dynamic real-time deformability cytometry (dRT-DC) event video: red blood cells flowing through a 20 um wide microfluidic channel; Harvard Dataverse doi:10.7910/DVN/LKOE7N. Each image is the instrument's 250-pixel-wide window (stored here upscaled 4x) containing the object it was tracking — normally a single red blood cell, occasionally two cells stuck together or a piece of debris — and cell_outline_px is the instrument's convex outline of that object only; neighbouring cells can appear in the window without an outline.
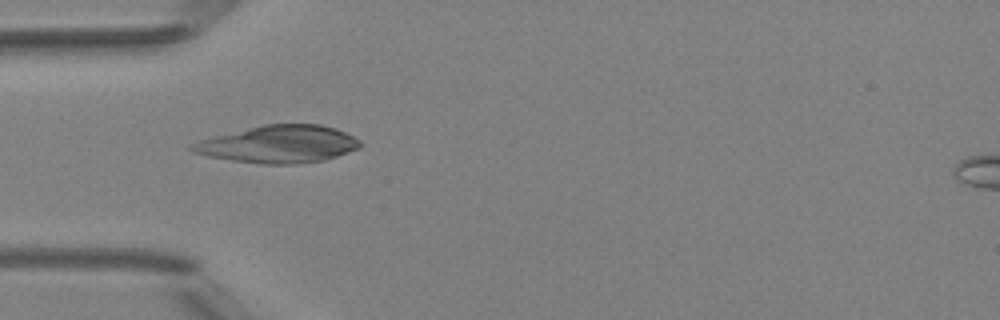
{"species": "Egyptian fruit bat (a non-hibernating species)", "species_latin": "Rousettus aegyptiacus", "temperature_condition": "room temperature", "stored_images_in_passage": 3, "camera_frame_rate_fps": 3000, "um_per_image_px": 0.085, "animal": {"sex": "female"}, "frame": {"image": 1, "passage_image": 1, "time_ms": 0.0, "image_size_px": [1000, 320], "cell_outline_px": [[364, 144], [360, 148], [324, 160], [296, 164], [264, 164], [232, 160], [208, 156], [192, 152], [188, 148], [188, 144], [200, 140], [264, 124], [320, 124], [336, 128], [360, 140]], "centroid_in_image_um": [23.7, 12.26], "position_along_channel_um": 61.3, "area_um2": 36.53}}
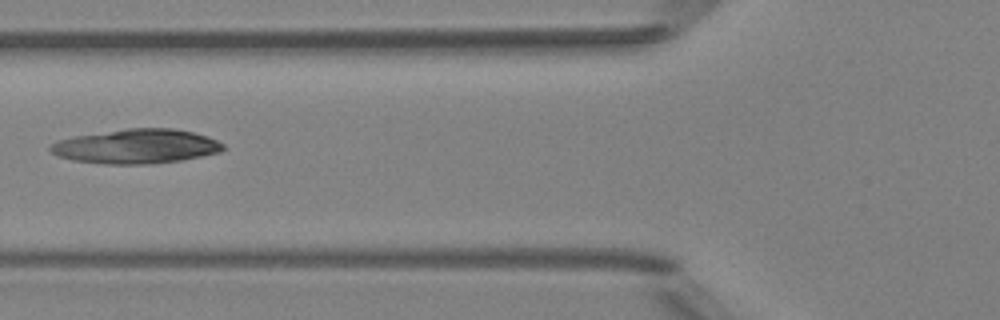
{"frame": {"image": 2, "passage_image": 2, "time_ms": 1.333, "image_size_px": [1000, 320], "cell_outline_px": [[224, 148], [220, 152], [180, 160], [148, 164], [108, 164], [72, 160], [56, 156], [48, 152], [48, 148], [56, 140], [76, 136], [128, 128], [172, 128], [192, 132], [208, 136], [224, 144]], "centroid_in_image_um": [11.54, 12.44], "position_along_channel_um": 114.3, "area_um2": 34.56}}
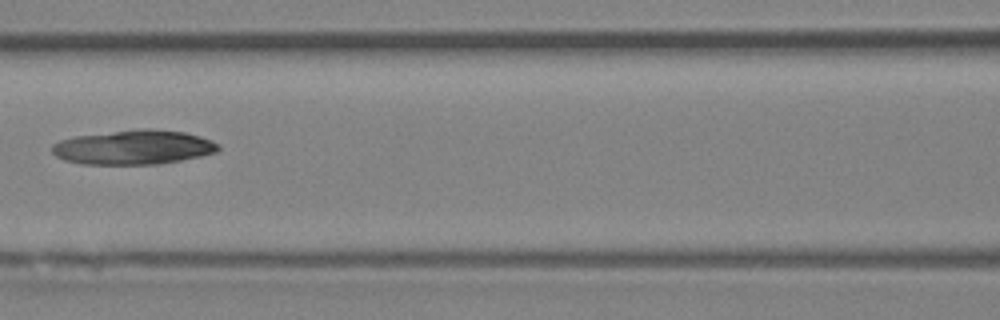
{"frame": {"image": 3, "passage_image": 3, "time_ms": 2.333, "image_size_px": [1000, 320], "cell_outline_px": [[220, 148], [216, 152], [200, 156], [180, 160], [156, 164], [80, 164], [64, 160], [56, 156], [52, 152], [52, 144], [60, 140], [76, 136], [136, 128], [152, 128], [184, 132], [200, 136], [212, 140], [220, 144]], "centroid_in_image_um": [11.36, 12.51], "position_along_channel_um": 155.2, "area_um2": 33.52}}